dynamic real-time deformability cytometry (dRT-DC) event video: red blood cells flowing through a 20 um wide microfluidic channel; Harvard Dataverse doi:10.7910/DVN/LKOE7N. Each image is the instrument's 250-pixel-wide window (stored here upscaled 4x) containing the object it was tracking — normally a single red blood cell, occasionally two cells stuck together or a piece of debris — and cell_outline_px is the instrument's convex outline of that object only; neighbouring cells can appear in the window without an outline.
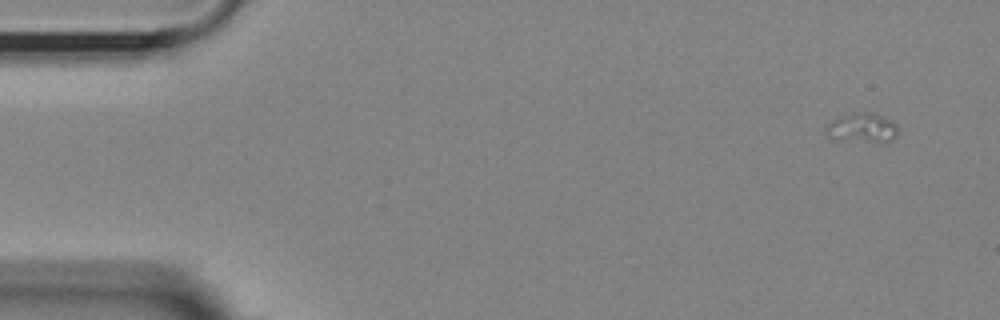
{"species": "Egyptian fruit bat (a non-hibernating species)", "species_latin": "Rousettus aegyptiacus", "temperature_condition": "room temperature", "stored_images_in_passage": 13, "camera_frame_rate_fps": 3000, "um_per_image_px": 0.085, "animal": {"sex": "female"}, "frame": {"image": 1, "passage_image": 1, "time_ms": 0.0, "image_size_px": [1000, 320], "cell_outline_px": [[896, 136], [892, 140], [884, 144], [880, 144], [832, 140], [824, 128], [828, 124], [836, 120], [848, 116], [864, 112], [880, 116], [896, 124]], "centroid_in_image_um": [73.3, 10.98], "position_along_channel_um": 11.7, "area_um2": 12.2}}